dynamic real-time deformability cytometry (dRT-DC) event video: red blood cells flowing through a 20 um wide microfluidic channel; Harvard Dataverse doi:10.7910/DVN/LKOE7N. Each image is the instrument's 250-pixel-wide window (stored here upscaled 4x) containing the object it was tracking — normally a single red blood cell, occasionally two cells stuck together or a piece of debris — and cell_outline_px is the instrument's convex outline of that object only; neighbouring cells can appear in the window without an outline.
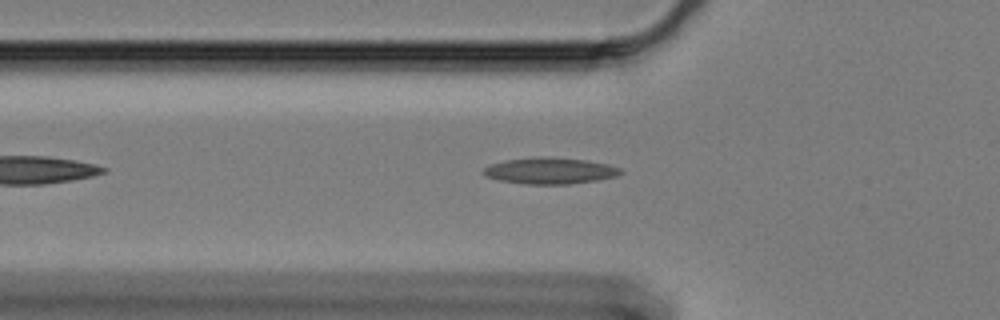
{"species": "Egyptian fruit bat (a non-hibernating species)", "species_latin": "Rousettus aegyptiacus", "temperature_condition": "cold", "stored_images_in_passage": 44, "camera_frame_rate_fps": 3000, "um_per_image_px": 0.085, "animal": {"sex": "female"}, "frame": {"image": 1, "passage_image": 9, "time_ms": 2.667, "image_size_px": [1000, 320], "cell_outline_px": [[624, 172], [616, 176], [596, 180], [568, 184], [524, 184], [500, 180], [484, 176], [480, 172], [484, 168], [492, 164], [508, 160], [584, 160], [608, 164], [620, 168]], "centroid_in_image_um": [46.76, 14.58], "position_along_channel_um": 79.0, "area_um2": 19.77}}
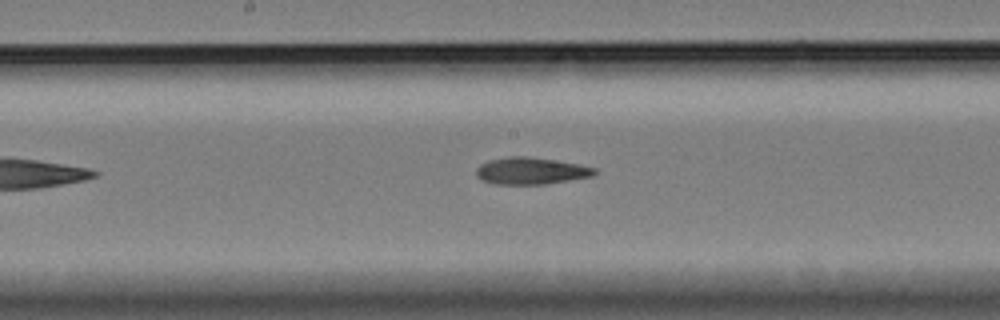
{"frame": {"image": 2, "passage_image": 20, "time_ms": 6.333, "image_size_px": [1000, 320], "cell_outline_px": [[596, 172], [592, 176], [544, 184], [496, 184], [480, 180], [476, 176], [476, 168], [480, 164], [488, 160], [508, 156], [528, 156], [576, 164], [596, 168]], "centroid_in_image_um": [45.05, 14.52], "position_along_channel_um": 203.1, "area_um2": 18.44}}
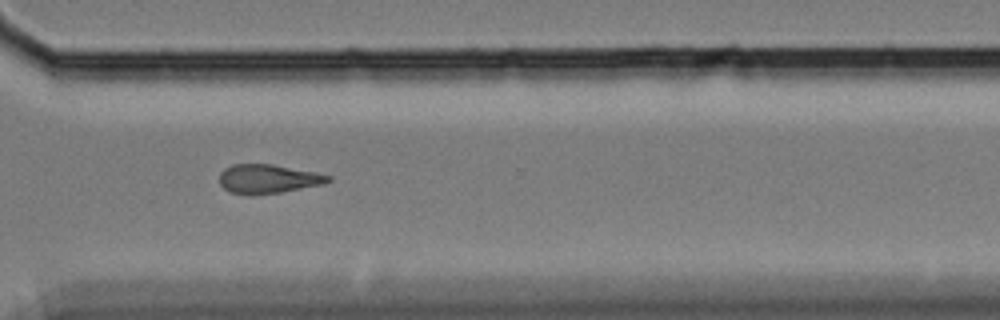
{"frame": {"image": 3, "passage_image": 33, "time_ms": 10.667, "image_size_px": [1000, 320], "cell_outline_px": [[332, 180], [324, 184], [280, 192], [252, 196], [232, 192], [224, 188], [220, 184], [220, 172], [224, 168], [232, 164], [272, 164], [316, 172], [332, 176]], "centroid_in_image_um": [22.79, 15.2], "position_along_channel_um": 347.8, "area_um2": 18.5}}